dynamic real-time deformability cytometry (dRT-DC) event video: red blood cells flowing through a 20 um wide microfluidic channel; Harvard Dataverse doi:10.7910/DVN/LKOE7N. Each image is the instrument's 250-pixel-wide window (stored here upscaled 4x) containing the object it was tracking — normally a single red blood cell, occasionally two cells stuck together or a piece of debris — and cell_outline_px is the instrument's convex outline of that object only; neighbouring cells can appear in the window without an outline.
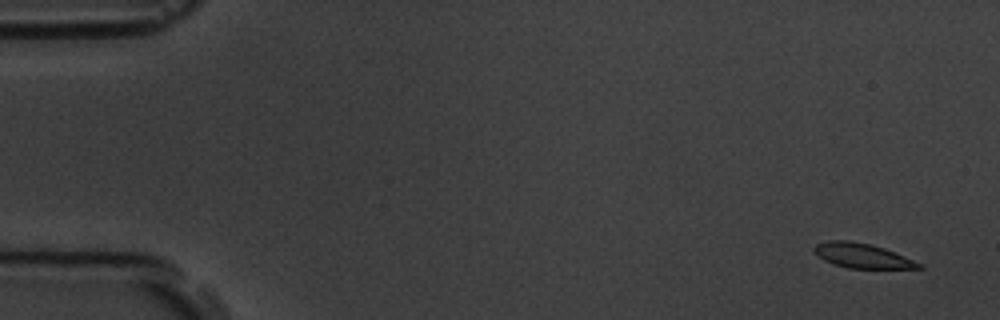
{"species": "common noctule bat (a hibernating species)", "species_latin": "Nyctalus noctula", "temperature_condition": "room temperature", "stored_images_in_passage": 5, "camera_frame_rate_fps": 3000, "um_per_image_px": 0.085, "animal": {"sex": "male", "body_mass_g": 19.5, "forearm_length_mm": 54.6}, "frame": {"image": 1, "passage_image": 1, "time_ms": 0.0, "image_size_px": [1000, 320], "cell_outline_px": [[924, 268], [848, 268], [832, 264], [816, 256], [812, 248], [816, 244], [828, 240], [848, 240], [868, 244], [884, 248], [924, 264]], "centroid_in_image_um": [73.25, 21.73], "position_along_channel_um": 11.8, "area_um2": 15.09}}
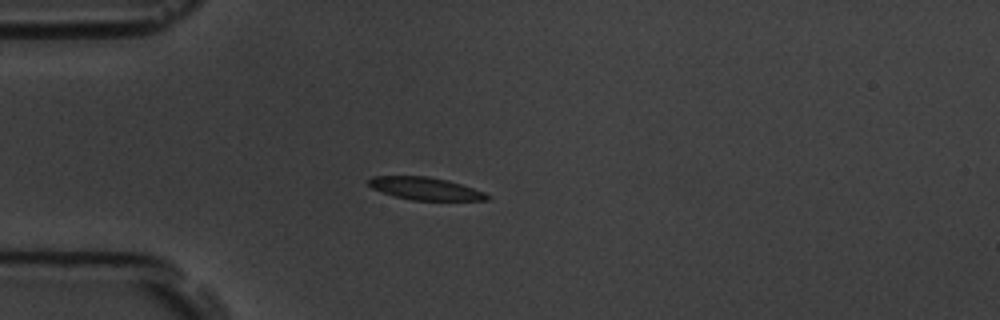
{"frame": {"image": 2, "passage_image": 5, "time_ms": 4.333, "image_size_px": [1000, 320], "cell_outline_px": [[492, 196], [488, 200], [412, 200], [396, 196], [372, 188], [368, 184], [368, 180], [372, 176], [428, 176], [448, 180], [484, 192]], "centroid_in_image_um": [36.17, 16.02], "position_along_channel_um": 48.8, "area_um2": 15.43}}